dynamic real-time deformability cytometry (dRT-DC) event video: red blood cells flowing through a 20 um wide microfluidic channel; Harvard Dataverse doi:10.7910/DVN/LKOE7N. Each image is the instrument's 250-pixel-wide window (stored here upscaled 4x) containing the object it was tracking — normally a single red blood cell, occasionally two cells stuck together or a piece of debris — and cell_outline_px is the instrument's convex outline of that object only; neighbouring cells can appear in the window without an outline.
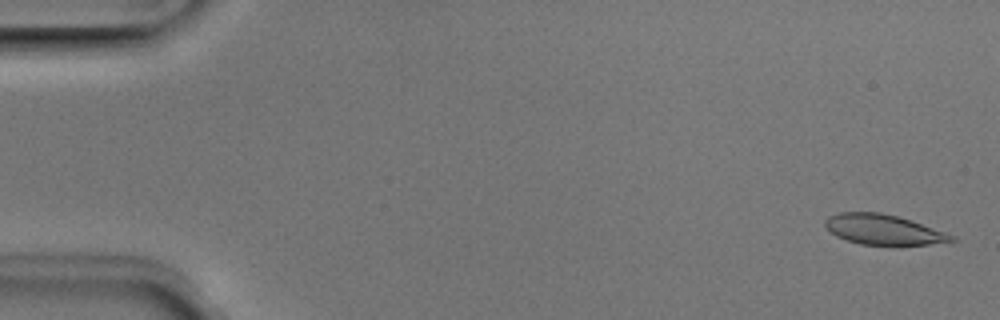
{"species": "Egyptian fruit bat (a non-hibernating species)", "species_latin": "Rousettus aegyptiacus", "temperature_condition": "room temperature", "stored_images_in_passage": 51, "camera_frame_rate_fps": 3000, "um_per_image_px": 0.085, "animal": {"sex": "male"}, "frame": {"image": 1, "passage_image": 2, "time_ms": 0.333, "image_size_px": [1000, 320], "cell_outline_px": [[960, 240], [900, 248], [896, 248], [860, 244], [836, 236], [824, 224], [824, 220], [828, 216], [840, 212], [880, 212], [896, 216], [956, 236]], "centroid_in_image_um": [75.12, 19.57], "position_along_channel_um": 9.9, "area_um2": 22.77}}
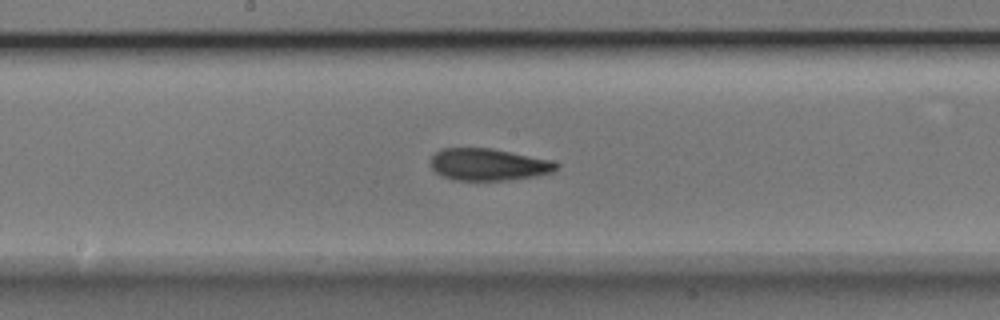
{"frame": {"image": 2, "passage_image": 27, "time_ms": 8.667, "image_size_px": [1000, 320], "cell_outline_px": [[560, 164], [552, 172], [512, 180], [456, 180], [444, 176], [436, 172], [432, 168], [432, 156], [440, 148], [492, 148], [552, 160]], "centroid_in_image_um": [41.53, 13.97], "position_along_channel_um": 206.7, "area_um2": 23.29}}
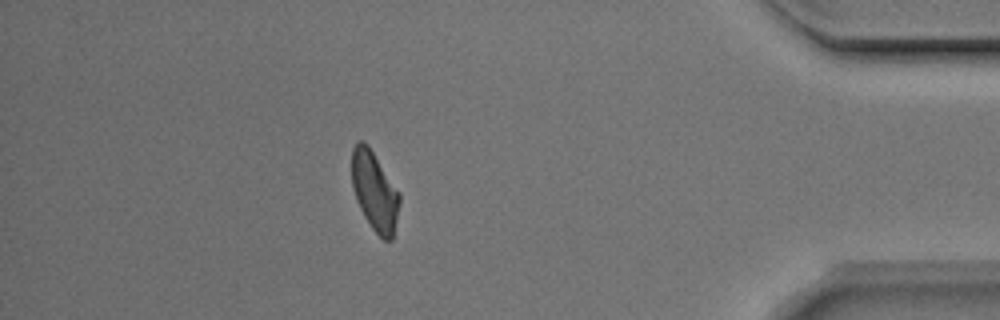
{"frame": {"image": 3, "passage_image": 45, "time_ms": 14.667, "image_size_px": [1000, 320], "cell_outline_px": [[400, 204], [392, 240], [384, 240], [372, 228], [364, 216], [356, 200], [352, 184], [352, 148], [356, 140], [364, 140], [368, 144], [400, 192]], "centroid_in_image_um": [31.84, 16.21], "position_along_channel_um": 403.4, "area_um2": 22.2}, "authors_computed_cell_mechanics": {"area_um2": 23.2934, "velocity_mm_per_s": 3.9989, "shape_relaxation_time_tau1_ms": 5.3068, "shape_relaxation_time_tau2_ms": 3.073, "deformation_change_tau1": 0.1683, "deformation_change_tau2": 0.0858}}